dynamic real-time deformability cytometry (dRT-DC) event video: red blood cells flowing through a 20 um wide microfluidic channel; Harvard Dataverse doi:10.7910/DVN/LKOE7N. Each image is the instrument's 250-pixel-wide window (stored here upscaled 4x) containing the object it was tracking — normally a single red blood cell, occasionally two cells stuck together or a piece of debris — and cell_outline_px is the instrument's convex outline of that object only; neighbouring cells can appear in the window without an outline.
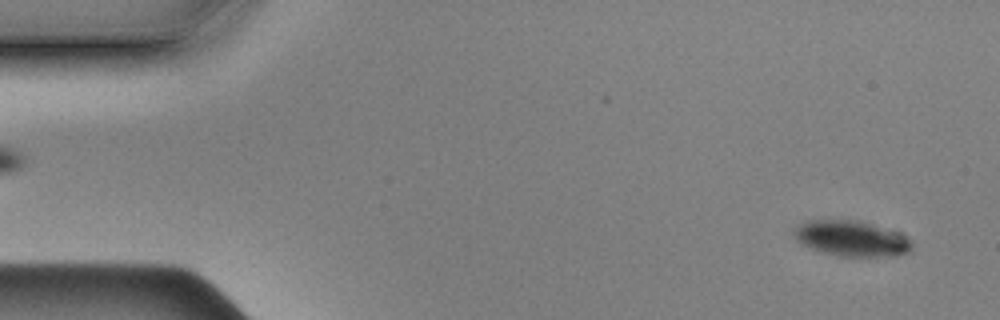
{"species": "Egyptian fruit bat (a non-hibernating species)", "species_latin": "Rousettus aegyptiacus", "temperature_condition": "cold", "stored_images_in_passage": 57, "camera_frame_rate_fps": 3000, "um_per_image_px": 0.085, "animal": {"sex": "male"}, "frame": {"image": 1, "passage_image": 3, "time_ms": 0.667, "image_size_px": [1000, 320], "cell_outline_px": [[912, 252], [896, 256], [840, 256], [824, 252], [812, 248], [804, 244], [796, 236], [796, 228], [800, 224], [808, 220], [860, 220], [908, 236], [912, 240]], "centroid_in_image_um": [72.49, 20.27], "position_along_channel_um": 12.5, "area_um2": 24.1}}
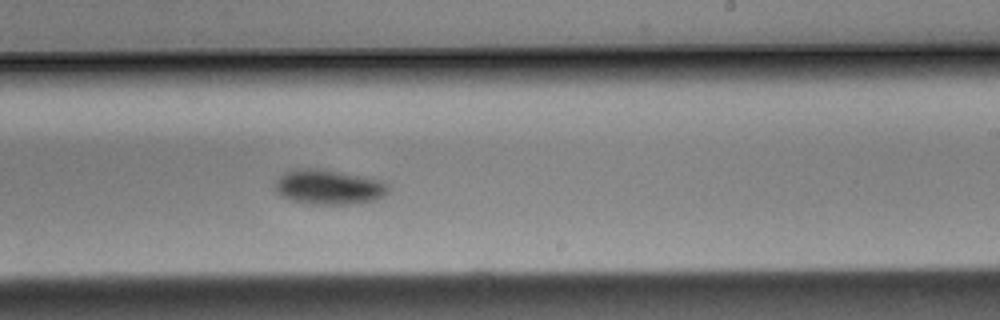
{"frame": {"image": 2, "passage_image": 34, "time_ms": 11.0, "image_size_px": [1000, 320], "cell_outline_px": [[388, 192], [384, 196], [376, 200], [360, 204], [308, 204], [292, 200], [284, 196], [276, 188], [276, 184], [280, 176], [284, 172], [296, 168], [324, 168], [380, 180], [388, 184]], "centroid_in_image_um": [28.0, 15.89], "position_along_channel_um": 261.0, "area_um2": 23.06}}
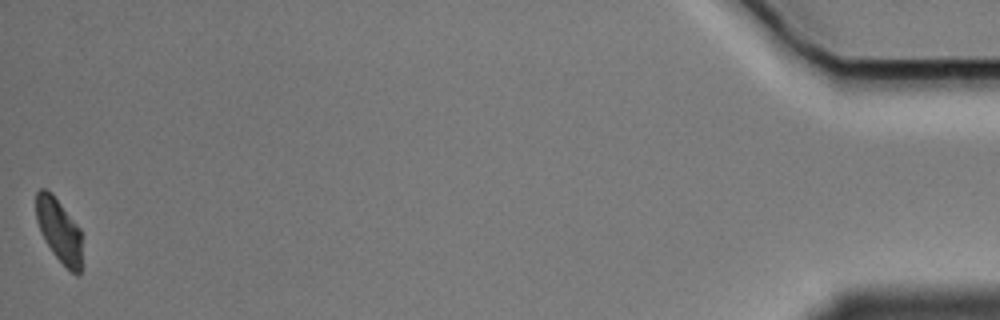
{"frame": {"image": 3, "passage_image": 57, "time_ms": 18.667, "image_size_px": [1000, 320], "cell_outline_px": [[80, 272], [76, 276], [52, 252], [36, 220], [36, 192], [40, 188], [44, 188], [52, 192], [80, 228]], "centroid_in_image_um": [5.0, 19.51], "position_along_channel_um": 430.2, "area_um2": 16.59}, "authors_computed_cell_mechanics": {"area_um2": 23.8136, "velocity_mm_per_s": 3.483, "shape_relaxation_time_tau1_ms": 0.9011, "shape_relaxation_time_tau2_ms": null, "deformation_change_tau1": 0.0581, "deformation_change_tau2": null}}